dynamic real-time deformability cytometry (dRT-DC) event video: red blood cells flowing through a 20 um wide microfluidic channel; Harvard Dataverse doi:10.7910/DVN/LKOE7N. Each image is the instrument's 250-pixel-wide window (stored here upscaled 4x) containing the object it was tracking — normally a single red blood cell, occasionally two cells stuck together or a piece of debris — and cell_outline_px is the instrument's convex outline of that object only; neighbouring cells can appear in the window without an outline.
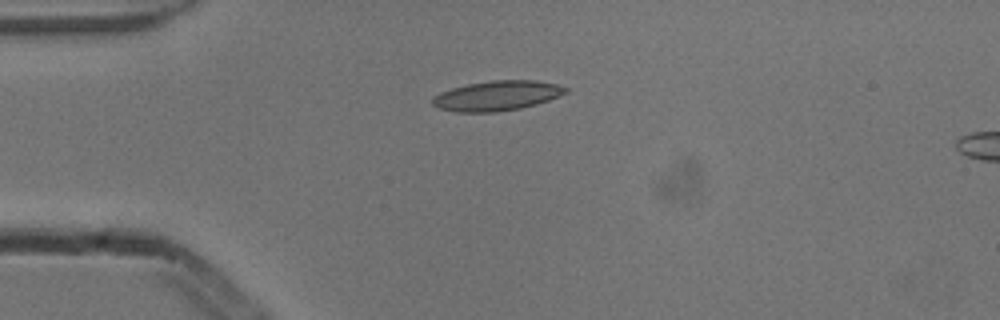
{"species": "common noctule bat (a hibernating species)", "species_latin": "Nyctalus noctula", "temperature_condition": "cold", "stored_images_in_passage": 4, "camera_frame_rate_fps": 3000, "um_per_image_px": 0.085, "animal": {"sex": "male", "body_mass_g": 13.3}, "frame": {"image": 1, "passage_image": 4, "time_ms": 1.0, "image_size_px": [1000, 320], "cell_outline_px": [[568, 92], [560, 96], [536, 104], [520, 108], [496, 112], [456, 112], [436, 108], [432, 104], [432, 96], [440, 92], [452, 88], [468, 84], [492, 80], [536, 80], [556, 84], [568, 88]], "centroid_in_image_um": [42.22, 8.14], "position_along_channel_um": 42.8, "area_um2": 23.29}}